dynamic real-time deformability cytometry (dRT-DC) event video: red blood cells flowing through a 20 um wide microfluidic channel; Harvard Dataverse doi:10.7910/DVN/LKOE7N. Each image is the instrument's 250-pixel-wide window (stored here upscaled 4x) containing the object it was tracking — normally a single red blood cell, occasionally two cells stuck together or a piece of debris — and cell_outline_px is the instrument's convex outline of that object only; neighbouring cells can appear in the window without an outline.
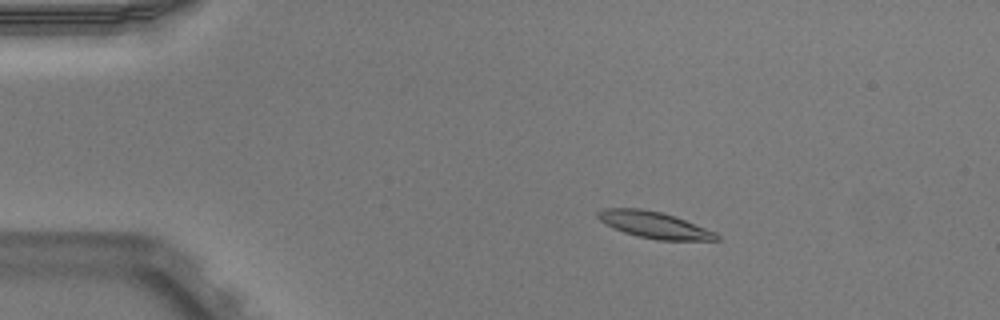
{"species": "Egyptian fruit bat (a non-hibernating species)", "species_latin": "Rousettus aegyptiacus", "temperature_condition": "warm", "stored_images_in_passage": 17, "camera_frame_rate_fps": 3000, "um_per_image_px": 0.085, "animal": {"sex": "male"}, "frame": {"image": 1, "passage_image": 10, "time_ms": 3.0, "image_size_px": [1000, 320], "cell_outline_px": [[720, 240], [656, 240], [636, 236], [624, 232], [600, 220], [596, 216], [596, 212], [604, 208], [640, 208], [660, 212], [684, 220], [716, 232], [720, 236]], "centroid_in_image_um": [55.61, 19.12], "position_along_channel_um": 29.4, "area_um2": 18.09}}